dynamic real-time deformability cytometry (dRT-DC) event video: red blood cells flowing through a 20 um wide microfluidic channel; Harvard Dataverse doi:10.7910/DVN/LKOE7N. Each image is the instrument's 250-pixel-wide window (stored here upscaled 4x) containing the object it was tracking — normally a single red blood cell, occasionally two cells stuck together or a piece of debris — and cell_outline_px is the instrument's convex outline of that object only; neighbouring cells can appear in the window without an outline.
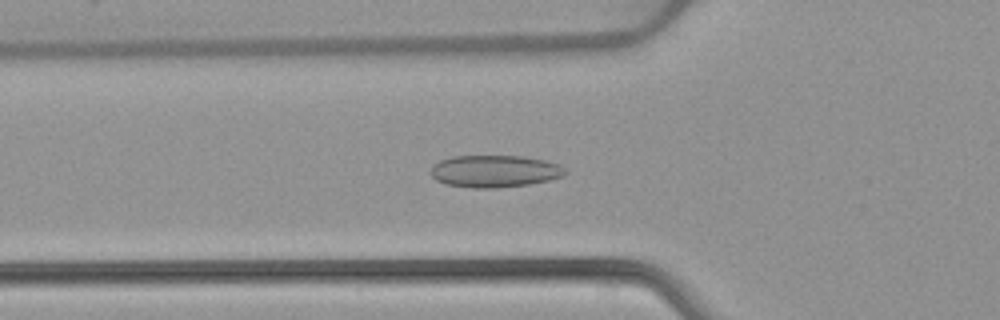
{"species": "common noctule bat (a hibernating species)", "species_latin": "Nyctalus noctula", "temperature_condition": "warm", "stored_images_in_passage": 52, "camera_frame_rate_fps": 3000, "um_per_image_px": 0.085, "animal": {"sex": "female", "body_mass_g": 22.7, "forearm_length_mm": 54.2}, "frame": {"image": 1, "passage_image": 18, "time_ms": 5.667, "image_size_px": [1000, 320], "cell_outline_px": [[568, 172], [564, 176], [548, 180], [528, 184], [496, 188], [472, 188], [444, 184], [436, 180], [428, 172], [432, 164], [440, 160], [452, 156], [524, 156], [544, 160], [560, 164]], "centroid_in_image_um": [42.01, 14.55], "position_along_channel_um": 83.8, "area_um2": 25.49}}
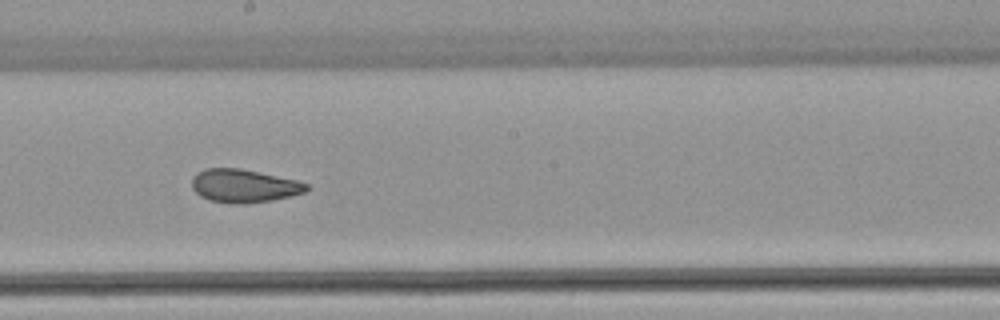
{"frame": {"image": 2, "passage_image": 29, "time_ms": 9.333, "image_size_px": [1000, 320], "cell_outline_px": [[312, 188], [308, 192], [272, 200], [244, 204], [236, 204], [208, 200], [200, 196], [192, 188], [192, 176], [196, 172], [204, 168], [240, 168], [296, 180], [308, 184]], "centroid_in_image_um": [20.74, 15.8], "position_along_channel_um": 227.5, "area_um2": 22.43}}
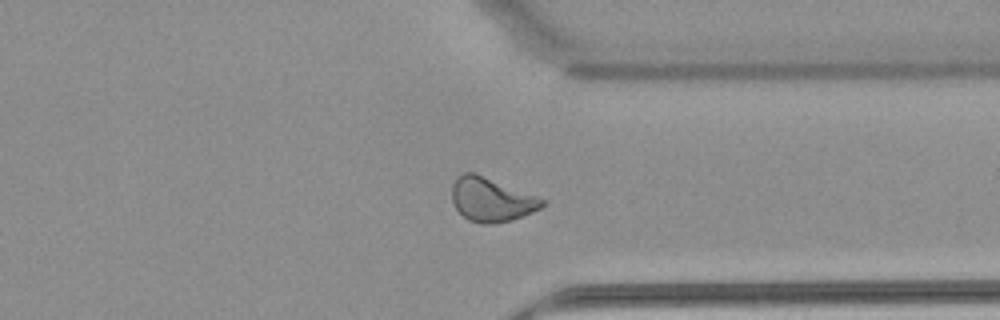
{"frame": {"image": 3, "passage_image": 40, "time_ms": 13.0, "image_size_px": [1000, 320], "cell_outline_px": [[544, 204], [540, 208], [524, 216], [492, 224], [480, 224], [468, 220], [456, 208], [452, 200], [452, 184], [456, 176], [464, 172], [476, 172], [536, 196], [544, 200]], "centroid_in_image_um": [41.72, 16.95], "position_along_channel_um": 369.7, "area_um2": 23.06}, "authors_computed_cell_mechanics": {"area_um2": 23.698, "velocity_mm_per_s": 3.9051, "shape_relaxation_time_tau1_ms": 10.6925, "shape_relaxation_time_tau2_ms": 1.1591, "deformation_change_tau1": 0.1942, "deformation_change_tau2": 0.0613}}